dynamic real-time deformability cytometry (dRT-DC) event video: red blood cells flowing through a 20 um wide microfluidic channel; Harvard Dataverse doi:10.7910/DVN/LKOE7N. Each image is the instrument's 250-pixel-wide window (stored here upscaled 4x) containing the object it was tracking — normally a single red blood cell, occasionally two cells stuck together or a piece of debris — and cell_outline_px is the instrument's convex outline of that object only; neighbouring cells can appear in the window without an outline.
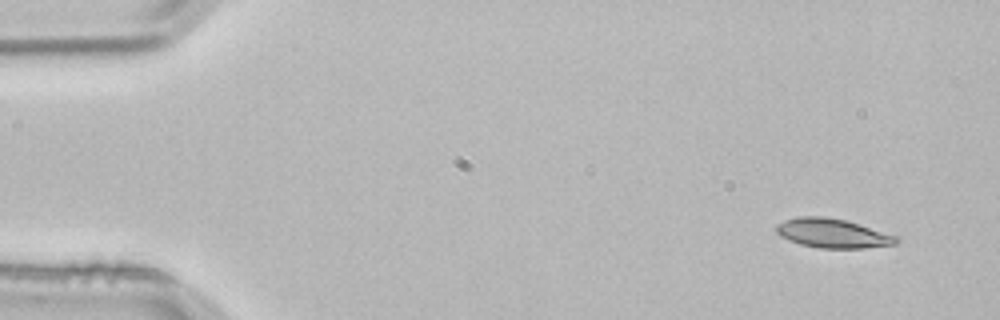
{"species": "common noctule bat (a hibernating species)", "species_latin": "Nyctalus noctula", "temperature_condition": "room temperature", "stored_images_in_passage": 3, "camera_frame_rate_fps": 3000, "um_per_image_px": 0.085, "animal": {"sex": "male", "body_mass_g": 21.5, "forearm_length_mm": 52.0}, "frame": {"image": 1, "passage_image": 1, "time_ms": 0.0, "image_size_px": [1000, 320], "cell_outline_px": [[900, 240], [896, 244], [864, 248], [820, 248], [800, 244], [788, 240], [780, 236], [776, 232], [776, 224], [784, 220], [796, 216], [824, 216], [848, 220], [900, 236]], "centroid_in_image_um": [70.8, 19.81], "position_along_channel_um": 14.2, "area_um2": 20.87}}